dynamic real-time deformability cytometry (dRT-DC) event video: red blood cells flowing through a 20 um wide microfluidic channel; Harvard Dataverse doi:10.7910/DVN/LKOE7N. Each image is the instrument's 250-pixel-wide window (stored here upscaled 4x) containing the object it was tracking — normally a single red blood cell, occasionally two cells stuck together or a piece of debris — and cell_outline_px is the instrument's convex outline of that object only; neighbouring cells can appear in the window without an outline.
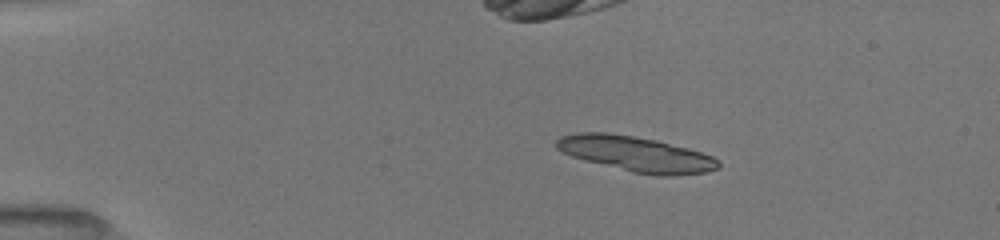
{"species": "common noctule bat (a hibernating species)", "species_latin": "Nyctalus noctula", "temperature_condition": "room temperature", "stored_images_in_passage": 30, "camera_frame_rate_fps": 3000, "um_per_image_px": 0.085, "animal": {"sex": "female", "body_mass_g": 19.5, "forearm_length_mm": 54.1}, "frame": {"image": 1, "passage_image": 19, "time_ms": 3.0, "image_size_px": [1000, 240], "cell_outline_px": [[720, 168], [704, 172], [672, 176], [656, 176], [632, 172], [584, 160], [572, 156], [556, 148], [556, 140], [560, 136], [576, 132], [608, 132], [656, 140], [688, 148], [712, 156], [720, 160]], "centroid_in_image_um": [54.07, 13.09], "position_along_channel_um": 30.9, "area_um2": 33.29}}